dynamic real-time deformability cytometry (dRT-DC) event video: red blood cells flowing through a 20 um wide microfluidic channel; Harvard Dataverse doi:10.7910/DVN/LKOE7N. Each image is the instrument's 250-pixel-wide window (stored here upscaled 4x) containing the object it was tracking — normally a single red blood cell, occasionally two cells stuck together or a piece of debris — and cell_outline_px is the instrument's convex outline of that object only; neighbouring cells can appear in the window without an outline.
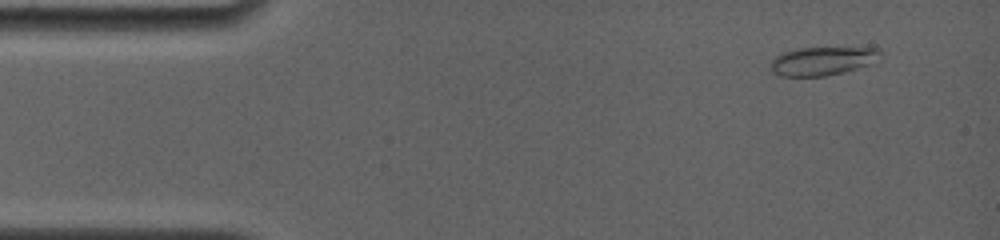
{"species": "common noctule bat (a hibernating species)", "species_latin": "Nyctalus noctula", "temperature_condition": "room temperature", "stored_images_in_passage": 12, "camera_frame_rate_fps": 4000, "um_per_image_px": 0.085, "animal": {"sex": "female", "body_mass_g": 19.0, "forearm_length_mm": 56.7}, "frame": {"image": 1, "passage_image": 3, "time_ms": 1.25, "image_size_px": [1000, 240], "cell_outline_px": [[880, 52], [872, 64], [824, 76], [780, 76], [772, 72], [772, 60], [776, 56], [784, 52], [796, 48], [880, 48]], "centroid_in_image_um": [69.87, 5.18], "position_along_channel_um": 15.1, "area_um2": 17.8}}